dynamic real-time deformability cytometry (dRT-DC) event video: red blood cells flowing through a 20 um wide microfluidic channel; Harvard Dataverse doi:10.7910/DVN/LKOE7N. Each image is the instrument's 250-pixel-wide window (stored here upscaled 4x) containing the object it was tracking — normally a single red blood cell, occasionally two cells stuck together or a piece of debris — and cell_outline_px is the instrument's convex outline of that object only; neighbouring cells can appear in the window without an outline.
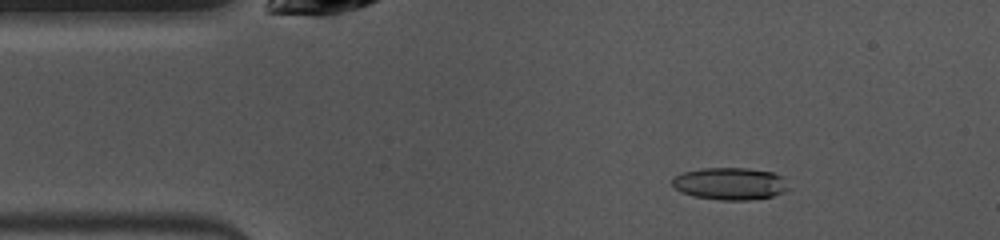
{"species": "common noctule bat (a hibernating species)", "species_latin": "Nyctalus noctula", "temperature_condition": "warm", "stored_images_in_passage": 47, "camera_frame_rate_fps": 3000, "um_per_image_px": 0.085, "animal": {"sex": "female", "body_mass_g": 10.0, "forearm_length_mm": 53.1}, "frame": {"image": 1, "passage_image": 5, "time_ms": 1.333, "image_size_px": [1000, 240], "cell_outline_px": [[788, 188], [784, 192], [772, 196], [752, 200], [720, 200], [696, 196], [680, 192], [672, 184], [672, 180], [676, 176], [684, 172], [700, 168], [748, 168], [772, 172], [780, 176]], "centroid_in_image_um": [62.03, 15.61], "position_along_channel_um": 23.0, "area_um2": 21.62}}
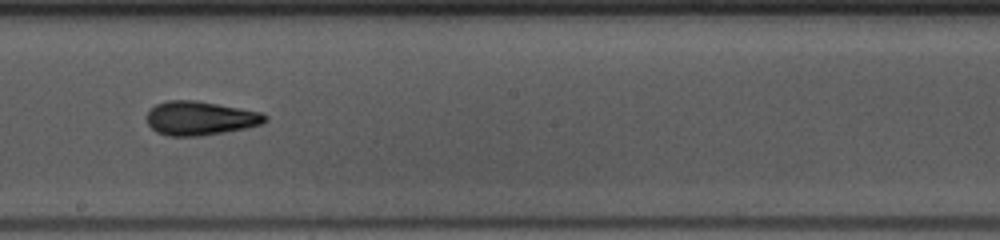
{"frame": {"image": 2, "passage_image": 24, "time_ms": 7.667, "image_size_px": [1000, 240], "cell_outline_px": [[268, 120], [264, 124], [248, 128], [200, 136], [168, 136], [156, 132], [148, 124], [148, 108], [156, 104], [168, 100], [196, 100], [240, 108], [260, 112], [268, 116]], "centroid_in_image_um": [17.03, 10.05], "position_along_channel_um": 231.2, "area_um2": 23.58}}
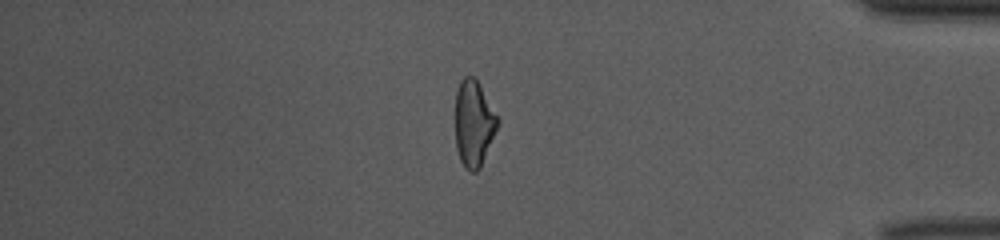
{"frame": {"image": 3, "passage_image": 39, "time_ms": 12.667, "image_size_px": [1000, 240], "cell_outline_px": [[500, 120], [480, 168], [476, 172], [472, 172], [464, 168], [460, 160], [456, 148], [456, 92], [460, 80], [464, 76], [472, 76], [480, 84]], "centroid_in_image_um": [40.26, 10.49], "position_along_channel_um": 394.9, "area_um2": 21.21}, "authors_computed_cell_mechanics": {"area_um2": 22.1374, "velocity_mm_per_s": 4.0071, "shape_relaxation_time_tau1_ms": 6.6357, "shape_relaxation_time_tau2_ms": 2.6178, "deformation_change_tau1": 0.2196, "deformation_change_tau2": 0.1004}}